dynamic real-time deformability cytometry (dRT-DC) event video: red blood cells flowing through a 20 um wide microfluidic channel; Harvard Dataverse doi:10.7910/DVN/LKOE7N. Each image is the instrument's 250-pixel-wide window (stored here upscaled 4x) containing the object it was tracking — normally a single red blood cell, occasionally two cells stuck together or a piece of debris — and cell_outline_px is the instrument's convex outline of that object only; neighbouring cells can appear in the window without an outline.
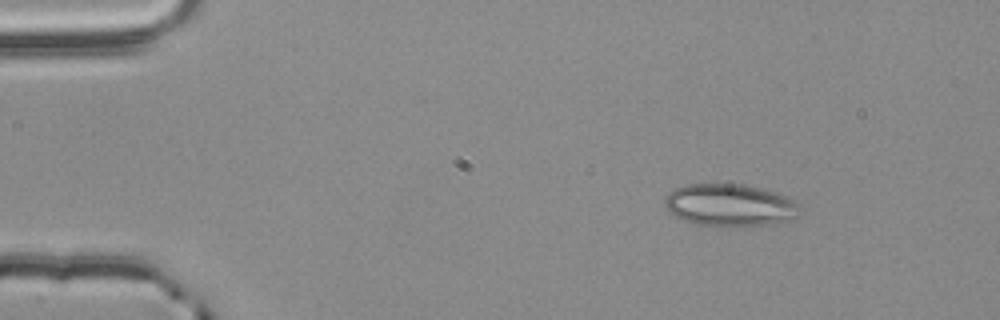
{"species": "common noctule bat (a hibernating species)", "species_latin": "Nyctalus noctula", "temperature_condition": "room temperature", "stored_images_in_passage": 48, "camera_frame_rate_fps": 3000, "um_per_image_px": 0.085, "animal": {"sex": "male", "body_mass_g": 20.4}, "frame": {"image": 1, "passage_image": 1, "time_ms": 0.0, "image_size_px": [1000, 320], "cell_outline_px": [[800, 216], [788, 220], [768, 224], [696, 224], [684, 220], [668, 212], [664, 204], [664, 200], [676, 188], [688, 184], [740, 184], [776, 192], [792, 200], [800, 208]], "centroid_in_image_um": [62.03, 17.41], "position_along_channel_um": 23.0, "area_um2": 32.31}}
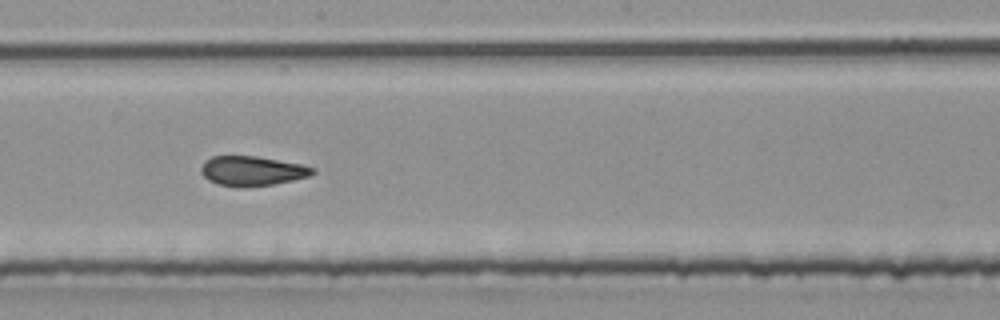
{"frame": {"image": 2, "passage_image": 24, "time_ms": 7.667, "image_size_px": [1000, 320], "cell_outline_px": [[316, 172], [308, 176], [292, 180], [272, 184], [240, 188], [220, 184], [208, 180], [200, 172], [200, 168], [204, 160], [212, 156], [256, 156], [300, 164], [316, 168]], "centroid_in_image_um": [21.4, 14.52], "position_along_channel_um": 226.8, "area_um2": 19.25}}
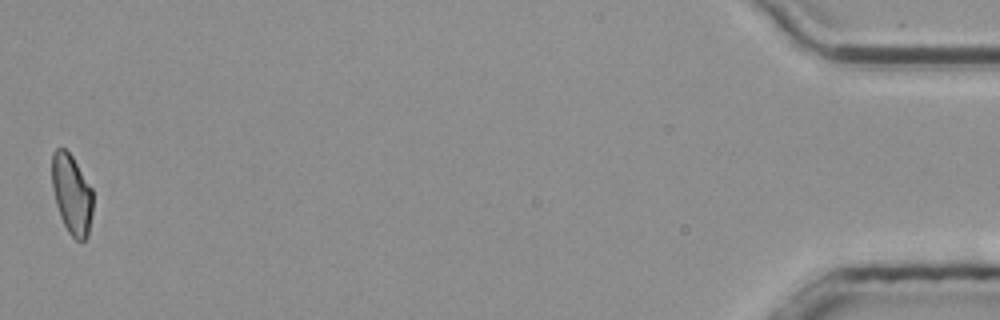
{"frame": {"image": 3, "passage_image": 48, "time_ms": 15.667, "image_size_px": [1000, 320], "cell_outline_px": [[92, 212], [88, 236], [84, 240], [76, 240], [68, 232], [60, 216], [56, 204], [52, 188], [52, 152], [56, 148], [64, 148], [72, 156], [92, 188]], "centroid_in_image_um": [6.09, 16.51], "position_along_channel_um": 429.1, "area_um2": 19.02}, "authors_computed_cell_mechanics": {"area_um2": 19.9988, "velocity_mm_per_s": 3.7869, "shape_relaxation_time_tau1_ms": 8.5547, "shape_relaxation_time_tau2_ms": 1.8028, "deformation_change_tau1": 0.1662, "deformation_change_tau2": 0.0766}}